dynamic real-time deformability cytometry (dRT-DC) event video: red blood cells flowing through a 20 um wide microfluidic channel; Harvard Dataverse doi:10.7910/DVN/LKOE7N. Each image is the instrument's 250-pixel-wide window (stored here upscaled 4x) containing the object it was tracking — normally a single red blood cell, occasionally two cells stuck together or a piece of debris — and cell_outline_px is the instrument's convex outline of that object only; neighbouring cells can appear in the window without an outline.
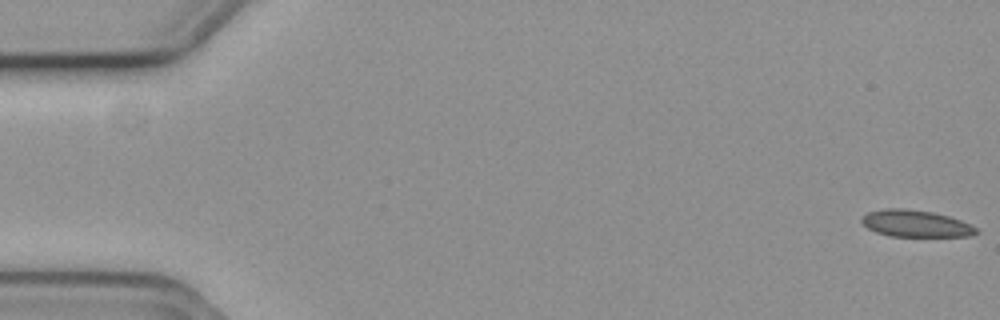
{"species": "common noctule bat (a hibernating species)", "species_latin": "Nyctalus noctula", "temperature_condition": "cold", "stored_images_in_passage": 16, "camera_frame_rate_fps": 3000, "um_per_image_px": 0.085, "animal": {"sex": "female", "body_mass_g": 19.3, "forearm_length_mm": 54.1}, "frame": {"image": 1, "passage_image": 1, "time_ms": 0.0, "image_size_px": [1000, 320], "cell_outline_px": [[980, 232], [972, 236], [892, 236], [876, 232], [868, 228], [860, 220], [868, 212], [884, 208], [904, 208], [932, 212], [948, 216], [960, 220], [976, 228]], "centroid_in_image_um": [77.83, 19.0], "position_along_channel_um": 7.2, "area_um2": 17.74}}